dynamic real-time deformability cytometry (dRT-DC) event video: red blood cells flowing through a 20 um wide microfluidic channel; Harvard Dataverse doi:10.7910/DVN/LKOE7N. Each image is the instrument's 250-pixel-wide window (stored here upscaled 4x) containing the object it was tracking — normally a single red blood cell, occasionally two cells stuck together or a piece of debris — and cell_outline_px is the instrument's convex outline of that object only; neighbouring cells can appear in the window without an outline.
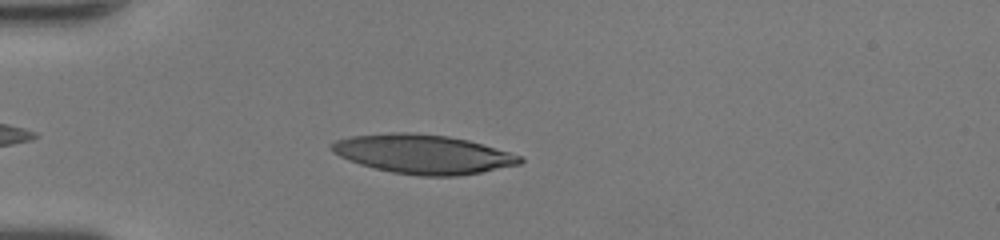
{"species": "human", "species_latin": "Homo sapiens", "temperature_condition": "room temperature", "stored_images_in_passage": 35, "camera_frame_rate_fps": 3000, "um_per_image_px": 0.085, "donor": {"sex": "female"}, "frame": {"image": 1, "passage_image": 4, "time_ms": 1.0, "image_size_px": [1000, 240], "cell_outline_px": [[524, 160], [520, 164], [480, 172], [456, 176], [420, 176], [392, 172], [360, 164], [348, 160], [332, 152], [328, 148], [328, 144], [336, 140], [352, 136], [392, 132], [404, 132], [448, 136], [468, 140], [508, 152], [520, 156]], "centroid_in_image_um": [35.9, 13.1], "position_along_channel_um": 49.1, "area_um2": 42.66}}
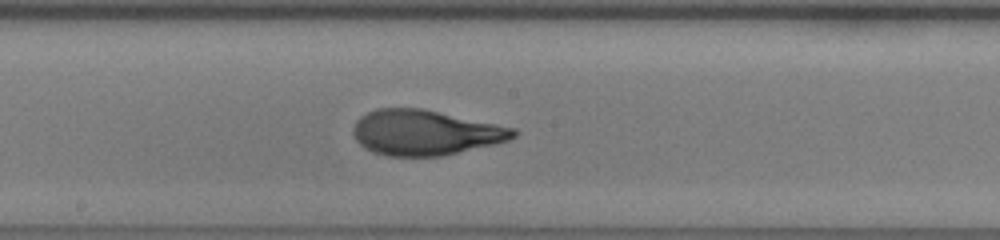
{"frame": {"image": 2, "passage_image": 17, "time_ms": 5.333, "image_size_px": [1000, 240], "cell_outline_px": [[516, 136], [508, 140], [496, 144], [444, 156], [388, 156], [372, 152], [364, 148], [356, 140], [352, 132], [352, 128], [356, 120], [360, 116], [376, 108], [424, 108], [516, 128]], "centroid_in_image_um": [36.13, 11.27], "position_along_channel_um": 212.1, "area_um2": 42.66}}
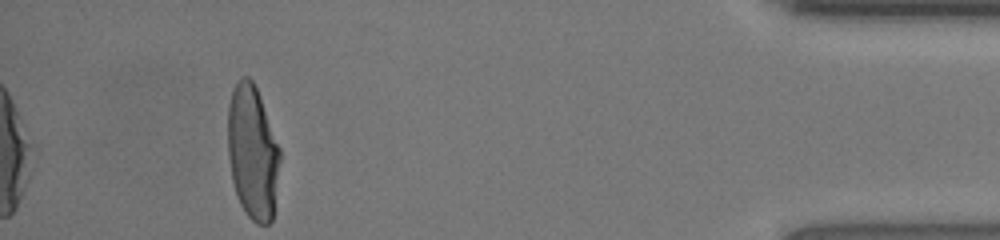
{"frame": {"image": 3, "passage_image": 35, "time_ms": 11.333, "image_size_px": [1000, 240], "cell_outline_px": [[280, 160], [272, 220], [268, 224], [256, 224], [244, 212], [236, 196], [232, 180], [228, 156], [228, 104], [232, 88], [240, 76], [248, 76], [252, 80], [260, 96], [280, 148]], "centroid_in_image_um": [21.45, 12.93], "position_along_channel_um": 413.7, "area_um2": 40.92}, "authors_computed_cell_mechanics": {"area_um2": 42.2518, "velocity_mm_per_s": 4.303, "shape_relaxation_time_tau1_ms": 4.4967, "shape_relaxation_time_tau2_ms": 0.8778, "deformation_change_tau1": 0.2347, "deformation_change_tau2": 0.0772}}